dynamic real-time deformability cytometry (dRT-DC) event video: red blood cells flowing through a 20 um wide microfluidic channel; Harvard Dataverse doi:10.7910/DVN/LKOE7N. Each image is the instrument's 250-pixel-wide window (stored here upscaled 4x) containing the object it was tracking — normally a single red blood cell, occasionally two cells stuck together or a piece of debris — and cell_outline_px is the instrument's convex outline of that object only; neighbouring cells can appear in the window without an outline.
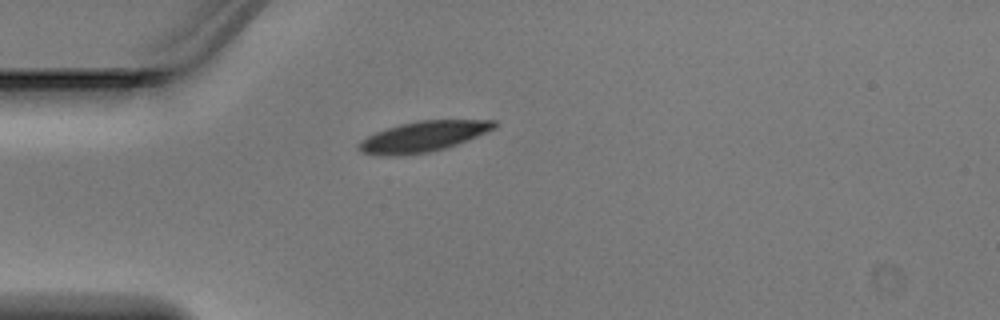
{"species": "Egyptian fruit bat (a non-hibernating species)", "species_latin": "Rousettus aegyptiacus", "temperature_condition": "warm", "stored_images_in_passage": 2, "camera_frame_rate_fps": 3000, "um_per_image_px": 0.085, "animal": {"sex": "male"}, "frame": {"image": 1, "passage_image": 1, "time_ms": 0.0, "image_size_px": [1000, 320], "cell_outline_px": [[500, 124], [496, 128], [468, 140], [444, 148], [428, 152], [400, 156], [380, 156], [360, 152], [356, 148], [356, 144], [360, 140], [376, 132], [400, 124], [420, 120], [496, 120]], "centroid_in_image_um": [35.95, 11.61], "position_along_channel_um": 49.1, "area_um2": 24.28}}